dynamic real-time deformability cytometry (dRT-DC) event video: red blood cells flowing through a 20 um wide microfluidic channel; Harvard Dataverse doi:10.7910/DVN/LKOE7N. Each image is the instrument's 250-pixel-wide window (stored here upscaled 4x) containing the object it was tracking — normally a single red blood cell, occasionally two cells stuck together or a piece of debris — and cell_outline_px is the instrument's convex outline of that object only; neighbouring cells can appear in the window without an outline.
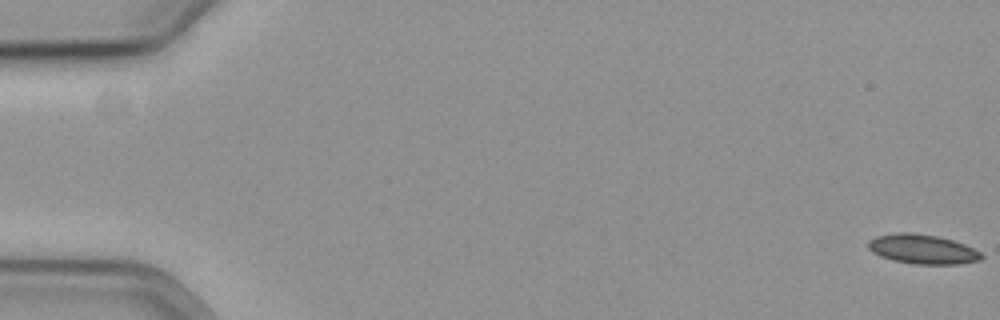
{"species": "common noctule bat (a hibernating species)", "species_latin": "Nyctalus noctula", "temperature_condition": "cold", "stored_images_in_passage": 59, "camera_frame_rate_fps": 3000, "um_per_image_px": 0.085, "animal": {"sex": "female", "body_mass_g": 19.3, "forearm_length_mm": 54.1}, "frame": {"image": 1, "passage_image": 1, "time_ms": 0.0, "image_size_px": [1000, 320], "cell_outline_px": [[984, 256], [980, 260], [956, 264], [912, 264], [892, 260], [880, 256], [872, 252], [868, 248], [868, 240], [876, 236], [896, 232], [908, 232], [936, 236], [952, 240], [964, 244], [980, 252]], "centroid_in_image_um": [78.37, 21.18], "position_along_channel_um": 6.6, "area_um2": 19.42}}
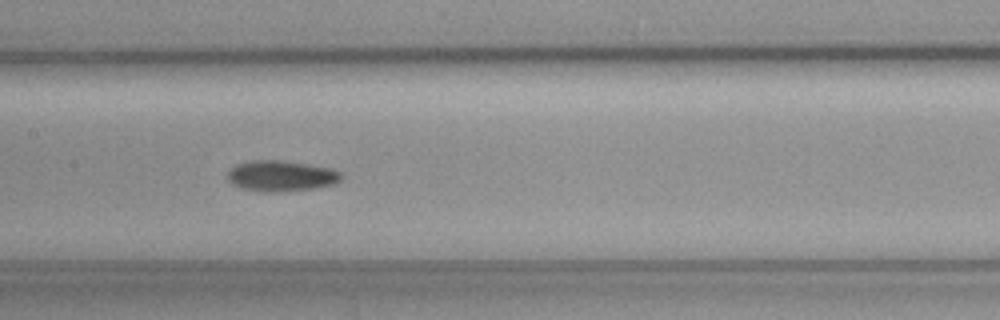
{"frame": {"image": 2, "passage_image": 30, "time_ms": 9.667, "image_size_px": [1000, 320], "cell_outline_px": [[344, 176], [340, 180], [332, 184], [316, 188], [280, 192], [260, 192], [240, 188], [232, 184], [228, 180], [228, 172], [236, 164], [252, 160], [280, 160], [328, 168], [340, 172]], "centroid_in_image_um": [23.86, 14.97], "position_along_channel_um": 183.5, "area_um2": 20.35}}
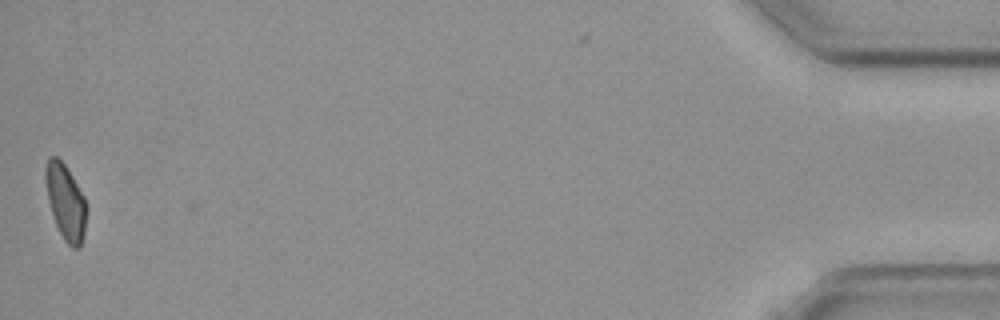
{"frame": {"image": 3, "passage_image": 59, "time_ms": 19.333, "image_size_px": [1000, 320], "cell_outline_px": [[88, 208], [84, 232], [80, 248], [72, 248], [64, 240], [52, 216], [48, 200], [44, 176], [44, 168], [48, 156], [56, 156], [64, 164], [72, 176], [84, 196]], "centroid_in_image_um": [5.57, 17.15], "position_along_channel_um": 429.6, "area_um2": 18.21}, "authors_computed_cell_mechanics": {"area_um2": 19.4786, "velocity_mm_per_s": 3.5836, "shape_relaxation_time_tau1_ms": 8.6875, "shape_relaxation_time_tau2_ms": null, "deformation_change_tau1": 0.0975, "deformation_change_tau2": null}}